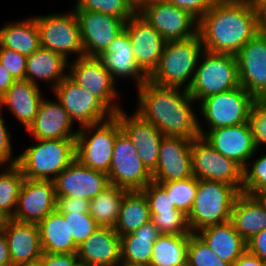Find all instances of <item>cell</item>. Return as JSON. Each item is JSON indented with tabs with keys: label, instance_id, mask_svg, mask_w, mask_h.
<instances>
[{
	"label": "cell",
	"instance_id": "6da1fadb",
	"mask_svg": "<svg viewBox=\"0 0 266 266\" xmlns=\"http://www.w3.org/2000/svg\"><path fill=\"white\" fill-rule=\"evenodd\" d=\"M159 86L147 80L137 88L138 113L164 136L194 139L201 136L199 120L187 89ZM195 112V114H194Z\"/></svg>",
	"mask_w": 266,
	"mask_h": 266
},
{
	"label": "cell",
	"instance_id": "7a4b0ae2",
	"mask_svg": "<svg viewBox=\"0 0 266 266\" xmlns=\"http://www.w3.org/2000/svg\"><path fill=\"white\" fill-rule=\"evenodd\" d=\"M257 14L251 1L218 0L199 20L204 50L236 55L256 34Z\"/></svg>",
	"mask_w": 266,
	"mask_h": 266
},
{
	"label": "cell",
	"instance_id": "3957f363",
	"mask_svg": "<svg viewBox=\"0 0 266 266\" xmlns=\"http://www.w3.org/2000/svg\"><path fill=\"white\" fill-rule=\"evenodd\" d=\"M203 51L199 35L166 42L158 66L148 80L159 86L188 90Z\"/></svg>",
	"mask_w": 266,
	"mask_h": 266
},
{
	"label": "cell",
	"instance_id": "277c9868",
	"mask_svg": "<svg viewBox=\"0 0 266 266\" xmlns=\"http://www.w3.org/2000/svg\"><path fill=\"white\" fill-rule=\"evenodd\" d=\"M18 155V166L26 179L51 180L66 169L75 159V139H34Z\"/></svg>",
	"mask_w": 266,
	"mask_h": 266
},
{
	"label": "cell",
	"instance_id": "5b68a950",
	"mask_svg": "<svg viewBox=\"0 0 266 266\" xmlns=\"http://www.w3.org/2000/svg\"><path fill=\"white\" fill-rule=\"evenodd\" d=\"M239 194L233 185L198 180L196 196L187 215L190 231L197 233L206 227L230 221L232 207Z\"/></svg>",
	"mask_w": 266,
	"mask_h": 266
},
{
	"label": "cell",
	"instance_id": "8992f818",
	"mask_svg": "<svg viewBox=\"0 0 266 266\" xmlns=\"http://www.w3.org/2000/svg\"><path fill=\"white\" fill-rule=\"evenodd\" d=\"M200 61V62H199ZM192 83L188 89L198 102L240 86L237 59L232 54L212 53L204 50L199 58Z\"/></svg>",
	"mask_w": 266,
	"mask_h": 266
},
{
	"label": "cell",
	"instance_id": "52a82bcc",
	"mask_svg": "<svg viewBox=\"0 0 266 266\" xmlns=\"http://www.w3.org/2000/svg\"><path fill=\"white\" fill-rule=\"evenodd\" d=\"M121 131L119 121L114 116L99 124L78 128L76 159L95 171L108 174L114 142Z\"/></svg>",
	"mask_w": 266,
	"mask_h": 266
},
{
	"label": "cell",
	"instance_id": "ba28073f",
	"mask_svg": "<svg viewBox=\"0 0 266 266\" xmlns=\"http://www.w3.org/2000/svg\"><path fill=\"white\" fill-rule=\"evenodd\" d=\"M39 31L40 46L61 55L67 61L70 54L83 56L80 25L74 11L33 16Z\"/></svg>",
	"mask_w": 266,
	"mask_h": 266
},
{
	"label": "cell",
	"instance_id": "9c48e42d",
	"mask_svg": "<svg viewBox=\"0 0 266 266\" xmlns=\"http://www.w3.org/2000/svg\"><path fill=\"white\" fill-rule=\"evenodd\" d=\"M255 98L242 86L210 95L199 103L207 130L235 126L248 122Z\"/></svg>",
	"mask_w": 266,
	"mask_h": 266
},
{
	"label": "cell",
	"instance_id": "30bf717a",
	"mask_svg": "<svg viewBox=\"0 0 266 266\" xmlns=\"http://www.w3.org/2000/svg\"><path fill=\"white\" fill-rule=\"evenodd\" d=\"M192 171L198 180H211L233 185L240 193L243 168L214 149L202 136L191 141Z\"/></svg>",
	"mask_w": 266,
	"mask_h": 266
},
{
	"label": "cell",
	"instance_id": "8fae6325",
	"mask_svg": "<svg viewBox=\"0 0 266 266\" xmlns=\"http://www.w3.org/2000/svg\"><path fill=\"white\" fill-rule=\"evenodd\" d=\"M107 176L111 185L128 191L142 190L152 182V173L143 164L137 149L123 131L116 136Z\"/></svg>",
	"mask_w": 266,
	"mask_h": 266
},
{
	"label": "cell",
	"instance_id": "7c38bea8",
	"mask_svg": "<svg viewBox=\"0 0 266 266\" xmlns=\"http://www.w3.org/2000/svg\"><path fill=\"white\" fill-rule=\"evenodd\" d=\"M68 63L69 74L76 84L96 97L113 115L122 109L116 102V81L98 57L81 56ZM118 104V105H117Z\"/></svg>",
	"mask_w": 266,
	"mask_h": 266
},
{
	"label": "cell",
	"instance_id": "4fadbf2b",
	"mask_svg": "<svg viewBox=\"0 0 266 266\" xmlns=\"http://www.w3.org/2000/svg\"><path fill=\"white\" fill-rule=\"evenodd\" d=\"M168 41L198 35V20L184 9L164 0H149L137 11Z\"/></svg>",
	"mask_w": 266,
	"mask_h": 266
},
{
	"label": "cell",
	"instance_id": "5bb4252c",
	"mask_svg": "<svg viewBox=\"0 0 266 266\" xmlns=\"http://www.w3.org/2000/svg\"><path fill=\"white\" fill-rule=\"evenodd\" d=\"M72 122L80 128L109 120L113 114L92 94L68 75L52 90Z\"/></svg>",
	"mask_w": 266,
	"mask_h": 266
},
{
	"label": "cell",
	"instance_id": "9a60e30c",
	"mask_svg": "<svg viewBox=\"0 0 266 266\" xmlns=\"http://www.w3.org/2000/svg\"><path fill=\"white\" fill-rule=\"evenodd\" d=\"M74 11L80 25L83 56H100L124 31L126 22L118 17L89 10Z\"/></svg>",
	"mask_w": 266,
	"mask_h": 266
},
{
	"label": "cell",
	"instance_id": "2e32d148",
	"mask_svg": "<svg viewBox=\"0 0 266 266\" xmlns=\"http://www.w3.org/2000/svg\"><path fill=\"white\" fill-rule=\"evenodd\" d=\"M124 30L130 37L136 63L149 77L157 68L167 41L138 12L126 21Z\"/></svg>",
	"mask_w": 266,
	"mask_h": 266
},
{
	"label": "cell",
	"instance_id": "e0dca14e",
	"mask_svg": "<svg viewBox=\"0 0 266 266\" xmlns=\"http://www.w3.org/2000/svg\"><path fill=\"white\" fill-rule=\"evenodd\" d=\"M56 197H73L91 200L109 187L106 173L95 171L77 159L54 180Z\"/></svg>",
	"mask_w": 266,
	"mask_h": 266
},
{
	"label": "cell",
	"instance_id": "ac0fdd59",
	"mask_svg": "<svg viewBox=\"0 0 266 266\" xmlns=\"http://www.w3.org/2000/svg\"><path fill=\"white\" fill-rule=\"evenodd\" d=\"M191 141L183 137L163 136L152 182L161 184L193 176Z\"/></svg>",
	"mask_w": 266,
	"mask_h": 266
},
{
	"label": "cell",
	"instance_id": "d6986e66",
	"mask_svg": "<svg viewBox=\"0 0 266 266\" xmlns=\"http://www.w3.org/2000/svg\"><path fill=\"white\" fill-rule=\"evenodd\" d=\"M56 203L54 181L25 178L12 219L38 224L48 214L56 210Z\"/></svg>",
	"mask_w": 266,
	"mask_h": 266
},
{
	"label": "cell",
	"instance_id": "ffe728a7",
	"mask_svg": "<svg viewBox=\"0 0 266 266\" xmlns=\"http://www.w3.org/2000/svg\"><path fill=\"white\" fill-rule=\"evenodd\" d=\"M199 122L201 136L223 156L234 160L243 169L256 153L253 135L248 122L204 131Z\"/></svg>",
	"mask_w": 266,
	"mask_h": 266
},
{
	"label": "cell",
	"instance_id": "44dd1931",
	"mask_svg": "<svg viewBox=\"0 0 266 266\" xmlns=\"http://www.w3.org/2000/svg\"><path fill=\"white\" fill-rule=\"evenodd\" d=\"M113 116L119 121L121 130L137 149L143 164L152 173L159 158L160 144L164 136L162 132L136 112L129 117L121 109Z\"/></svg>",
	"mask_w": 266,
	"mask_h": 266
},
{
	"label": "cell",
	"instance_id": "7402d4cb",
	"mask_svg": "<svg viewBox=\"0 0 266 266\" xmlns=\"http://www.w3.org/2000/svg\"><path fill=\"white\" fill-rule=\"evenodd\" d=\"M235 56L240 86L256 99L266 90V35L257 33Z\"/></svg>",
	"mask_w": 266,
	"mask_h": 266
},
{
	"label": "cell",
	"instance_id": "603a6c76",
	"mask_svg": "<svg viewBox=\"0 0 266 266\" xmlns=\"http://www.w3.org/2000/svg\"><path fill=\"white\" fill-rule=\"evenodd\" d=\"M12 266L39 261L43 255L39 227L8 218L4 225Z\"/></svg>",
	"mask_w": 266,
	"mask_h": 266
},
{
	"label": "cell",
	"instance_id": "cb8c5ba5",
	"mask_svg": "<svg viewBox=\"0 0 266 266\" xmlns=\"http://www.w3.org/2000/svg\"><path fill=\"white\" fill-rule=\"evenodd\" d=\"M80 262L95 266H121V240L114 228L99 227L78 245Z\"/></svg>",
	"mask_w": 266,
	"mask_h": 266
},
{
	"label": "cell",
	"instance_id": "d4e9b609",
	"mask_svg": "<svg viewBox=\"0 0 266 266\" xmlns=\"http://www.w3.org/2000/svg\"><path fill=\"white\" fill-rule=\"evenodd\" d=\"M73 125L59 101L54 102L44 98L27 132L35 137L34 139H75L78 129L72 130Z\"/></svg>",
	"mask_w": 266,
	"mask_h": 266
},
{
	"label": "cell",
	"instance_id": "484cf974",
	"mask_svg": "<svg viewBox=\"0 0 266 266\" xmlns=\"http://www.w3.org/2000/svg\"><path fill=\"white\" fill-rule=\"evenodd\" d=\"M98 58L110 72L114 81L116 78L131 77L137 81L136 87L138 88L148 80V76L136 63L130 37L125 30L114 39Z\"/></svg>",
	"mask_w": 266,
	"mask_h": 266
},
{
	"label": "cell",
	"instance_id": "4316f807",
	"mask_svg": "<svg viewBox=\"0 0 266 266\" xmlns=\"http://www.w3.org/2000/svg\"><path fill=\"white\" fill-rule=\"evenodd\" d=\"M39 85L30 81L15 80L6 93L0 98V111L4 107L25 126L27 130L34 122L43 101Z\"/></svg>",
	"mask_w": 266,
	"mask_h": 266
},
{
	"label": "cell",
	"instance_id": "83f0119b",
	"mask_svg": "<svg viewBox=\"0 0 266 266\" xmlns=\"http://www.w3.org/2000/svg\"><path fill=\"white\" fill-rule=\"evenodd\" d=\"M230 221L247 242L253 235L266 229V203L260 197L241 192L233 204Z\"/></svg>",
	"mask_w": 266,
	"mask_h": 266
},
{
	"label": "cell",
	"instance_id": "f1b7e54d",
	"mask_svg": "<svg viewBox=\"0 0 266 266\" xmlns=\"http://www.w3.org/2000/svg\"><path fill=\"white\" fill-rule=\"evenodd\" d=\"M160 235L150 220L132 233L120 236L121 266H149L154 243Z\"/></svg>",
	"mask_w": 266,
	"mask_h": 266
},
{
	"label": "cell",
	"instance_id": "f546056e",
	"mask_svg": "<svg viewBox=\"0 0 266 266\" xmlns=\"http://www.w3.org/2000/svg\"><path fill=\"white\" fill-rule=\"evenodd\" d=\"M197 234L220 259L230 265L247 250L246 241L237 233L231 221L206 227Z\"/></svg>",
	"mask_w": 266,
	"mask_h": 266
},
{
	"label": "cell",
	"instance_id": "4dcf8cb0",
	"mask_svg": "<svg viewBox=\"0 0 266 266\" xmlns=\"http://www.w3.org/2000/svg\"><path fill=\"white\" fill-rule=\"evenodd\" d=\"M68 63L56 52L40 47L27 57L26 80L36 85L38 79L42 80L52 85L53 90L67 76L64 71Z\"/></svg>",
	"mask_w": 266,
	"mask_h": 266
},
{
	"label": "cell",
	"instance_id": "1f68e13d",
	"mask_svg": "<svg viewBox=\"0 0 266 266\" xmlns=\"http://www.w3.org/2000/svg\"><path fill=\"white\" fill-rule=\"evenodd\" d=\"M37 225L43 253H77L78 246L69 234L68 219L57 209Z\"/></svg>",
	"mask_w": 266,
	"mask_h": 266
},
{
	"label": "cell",
	"instance_id": "d6a6232c",
	"mask_svg": "<svg viewBox=\"0 0 266 266\" xmlns=\"http://www.w3.org/2000/svg\"><path fill=\"white\" fill-rule=\"evenodd\" d=\"M39 31L34 17H27L0 28V48H8L28 57L40 48Z\"/></svg>",
	"mask_w": 266,
	"mask_h": 266
},
{
	"label": "cell",
	"instance_id": "836d02e7",
	"mask_svg": "<svg viewBox=\"0 0 266 266\" xmlns=\"http://www.w3.org/2000/svg\"><path fill=\"white\" fill-rule=\"evenodd\" d=\"M151 220L148 200L142 190L127 191L119 211L114 230L119 236L139 229Z\"/></svg>",
	"mask_w": 266,
	"mask_h": 266
},
{
	"label": "cell",
	"instance_id": "e575fe53",
	"mask_svg": "<svg viewBox=\"0 0 266 266\" xmlns=\"http://www.w3.org/2000/svg\"><path fill=\"white\" fill-rule=\"evenodd\" d=\"M190 235L161 234L152 249L149 266H182L187 263Z\"/></svg>",
	"mask_w": 266,
	"mask_h": 266
},
{
	"label": "cell",
	"instance_id": "d590c367",
	"mask_svg": "<svg viewBox=\"0 0 266 266\" xmlns=\"http://www.w3.org/2000/svg\"><path fill=\"white\" fill-rule=\"evenodd\" d=\"M128 190L110 185L90 200L89 214L100 227L114 228L120 211V205Z\"/></svg>",
	"mask_w": 266,
	"mask_h": 266
},
{
	"label": "cell",
	"instance_id": "8d00e7d4",
	"mask_svg": "<svg viewBox=\"0 0 266 266\" xmlns=\"http://www.w3.org/2000/svg\"><path fill=\"white\" fill-rule=\"evenodd\" d=\"M3 168L0 173V211L12 218L25 177L18 165Z\"/></svg>",
	"mask_w": 266,
	"mask_h": 266
},
{
	"label": "cell",
	"instance_id": "74e56055",
	"mask_svg": "<svg viewBox=\"0 0 266 266\" xmlns=\"http://www.w3.org/2000/svg\"><path fill=\"white\" fill-rule=\"evenodd\" d=\"M160 185L171 196L176 208L188 215L196 196L198 179L192 176L188 179L165 182Z\"/></svg>",
	"mask_w": 266,
	"mask_h": 266
},
{
	"label": "cell",
	"instance_id": "f35d334b",
	"mask_svg": "<svg viewBox=\"0 0 266 266\" xmlns=\"http://www.w3.org/2000/svg\"><path fill=\"white\" fill-rule=\"evenodd\" d=\"M74 10H89L118 17L127 21L137 11L127 0H76Z\"/></svg>",
	"mask_w": 266,
	"mask_h": 266
},
{
	"label": "cell",
	"instance_id": "ab89813d",
	"mask_svg": "<svg viewBox=\"0 0 266 266\" xmlns=\"http://www.w3.org/2000/svg\"><path fill=\"white\" fill-rule=\"evenodd\" d=\"M242 193L254 197L266 193V154L248 162L243 169Z\"/></svg>",
	"mask_w": 266,
	"mask_h": 266
},
{
	"label": "cell",
	"instance_id": "60d3db41",
	"mask_svg": "<svg viewBox=\"0 0 266 266\" xmlns=\"http://www.w3.org/2000/svg\"><path fill=\"white\" fill-rule=\"evenodd\" d=\"M187 263L189 266H231L220 259L197 233L190 234Z\"/></svg>",
	"mask_w": 266,
	"mask_h": 266
},
{
	"label": "cell",
	"instance_id": "b9f144b4",
	"mask_svg": "<svg viewBox=\"0 0 266 266\" xmlns=\"http://www.w3.org/2000/svg\"><path fill=\"white\" fill-rule=\"evenodd\" d=\"M151 220L161 234L190 235L187 215L183 211L150 212Z\"/></svg>",
	"mask_w": 266,
	"mask_h": 266
},
{
	"label": "cell",
	"instance_id": "7bdbcfd3",
	"mask_svg": "<svg viewBox=\"0 0 266 266\" xmlns=\"http://www.w3.org/2000/svg\"><path fill=\"white\" fill-rule=\"evenodd\" d=\"M63 215L64 219H68L69 234L77 246L100 227L89 213L72 212Z\"/></svg>",
	"mask_w": 266,
	"mask_h": 266
},
{
	"label": "cell",
	"instance_id": "ee69618b",
	"mask_svg": "<svg viewBox=\"0 0 266 266\" xmlns=\"http://www.w3.org/2000/svg\"><path fill=\"white\" fill-rule=\"evenodd\" d=\"M248 123L253 135L256 151L266 145V107L257 99L254 100L249 113Z\"/></svg>",
	"mask_w": 266,
	"mask_h": 266
},
{
	"label": "cell",
	"instance_id": "f6af8a7d",
	"mask_svg": "<svg viewBox=\"0 0 266 266\" xmlns=\"http://www.w3.org/2000/svg\"><path fill=\"white\" fill-rule=\"evenodd\" d=\"M142 191L148 200L150 212L181 211L176 208L171 196L160 184L151 182Z\"/></svg>",
	"mask_w": 266,
	"mask_h": 266
},
{
	"label": "cell",
	"instance_id": "bcb514c9",
	"mask_svg": "<svg viewBox=\"0 0 266 266\" xmlns=\"http://www.w3.org/2000/svg\"><path fill=\"white\" fill-rule=\"evenodd\" d=\"M0 63L15 80L26 79L27 57L15 50L0 48Z\"/></svg>",
	"mask_w": 266,
	"mask_h": 266
},
{
	"label": "cell",
	"instance_id": "7dc6e473",
	"mask_svg": "<svg viewBox=\"0 0 266 266\" xmlns=\"http://www.w3.org/2000/svg\"><path fill=\"white\" fill-rule=\"evenodd\" d=\"M5 125V120L0 111V167H4L6 164L8 165L5 167L18 165V155L12 157L11 133H9Z\"/></svg>",
	"mask_w": 266,
	"mask_h": 266
},
{
	"label": "cell",
	"instance_id": "c3c4849f",
	"mask_svg": "<svg viewBox=\"0 0 266 266\" xmlns=\"http://www.w3.org/2000/svg\"><path fill=\"white\" fill-rule=\"evenodd\" d=\"M184 9L199 20L218 0H164Z\"/></svg>",
	"mask_w": 266,
	"mask_h": 266
},
{
	"label": "cell",
	"instance_id": "681fc988",
	"mask_svg": "<svg viewBox=\"0 0 266 266\" xmlns=\"http://www.w3.org/2000/svg\"><path fill=\"white\" fill-rule=\"evenodd\" d=\"M90 200L73 197H57L56 209L61 214L72 212L89 213Z\"/></svg>",
	"mask_w": 266,
	"mask_h": 266
},
{
	"label": "cell",
	"instance_id": "f907efd6",
	"mask_svg": "<svg viewBox=\"0 0 266 266\" xmlns=\"http://www.w3.org/2000/svg\"><path fill=\"white\" fill-rule=\"evenodd\" d=\"M40 261L43 266H78L80 263L77 253H43Z\"/></svg>",
	"mask_w": 266,
	"mask_h": 266
},
{
	"label": "cell",
	"instance_id": "816d5d0a",
	"mask_svg": "<svg viewBox=\"0 0 266 266\" xmlns=\"http://www.w3.org/2000/svg\"><path fill=\"white\" fill-rule=\"evenodd\" d=\"M246 244L249 253L266 262V229L253 235Z\"/></svg>",
	"mask_w": 266,
	"mask_h": 266
},
{
	"label": "cell",
	"instance_id": "f5cc1de1",
	"mask_svg": "<svg viewBox=\"0 0 266 266\" xmlns=\"http://www.w3.org/2000/svg\"><path fill=\"white\" fill-rule=\"evenodd\" d=\"M265 263L246 250L231 266H263Z\"/></svg>",
	"mask_w": 266,
	"mask_h": 266
},
{
	"label": "cell",
	"instance_id": "db71d44e",
	"mask_svg": "<svg viewBox=\"0 0 266 266\" xmlns=\"http://www.w3.org/2000/svg\"><path fill=\"white\" fill-rule=\"evenodd\" d=\"M257 14V31L266 35V3H254Z\"/></svg>",
	"mask_w": 266,
	"mask_h": 266
},
{
	"label": "cell",
	"instance_id": "11a10c76",
	"mask_svg": "<svg viewBox=\"0 0 266 266\" xmlns=\"http://www.w3.org/2000/svg\"><path fill=\"white\" fill-rule=\"evenodd\" d=\"M0 266H12L4 230H0Z\"/></svg>",
	"mask_w": 266,
	"mask_h": 266
},
{
	"label": "cell",
	"instance_id": "9f6ffc18",
	"mask_svg": "<svg viewBox=\"0 0 266 266\" xmlns=\"http://www.w3.org/2000/svg\"><path fill=\"white\" fill-rule=\"evenodd\" d=\"M15 79L8 70L0 63V98L11 87Z\"/></svg>",
	"mask_w": 266,
	"mask_h": 266
},
{
	"label": "cell",
	"instance_id": "6f0895ef",
	"mask_svg": "<svg viewBox=\"0 0 266 266\" xmlns=\"http://www.w3.org/2000/svg\"><path fill=\"white\" fill-rule=\"evenodd\" d=\"M129 4L138 11L144 4H146L149 0H127Z\"/></svg>",
	"mask_w": 266,
	"mask_h": 266
},
{
	"label": "cell",
	"instance_id": "680465c9",
	"mask_svg": "<svg viewBox=\"0 0 266 266\" xmlns=\"http://www.w3.org/2000/svg\"><path fill=\"white\" fill-rule=\"evenodd\" d=\"M8 217L0 211V230L4 229V225L6 224Z\"/></svg>",
	"mask_w": 266,
	"mask_h": 266
},
{
	"label": "cell",
	"instance_id": "91938a15",
	"mask_svg": "<svg viewBox=\"0 0 266 266\" xmlns=\"http://www.w3.org/2000/svg\"><path fill=\"white\" fill-rule=\"evenodd\" d=\"M264 107H266V90L256 98Z\"/></svg>",
	"mask_w": 266,
	"mask_h": 266
},
{
	"label": "cell",
	"instance_id": "94428289",
	"mask_svg": "<svg viewBox=\"0 0 266 266\" xmlns=\"http://www.w3.org/2000/svg\"><path fill=\"white\" fill-rule=\"evenodd\" d=\"M20 266H43V265H42V262L39 260V261L32 262V263L22 264Z\"/></svg>",
	"mask_w": 266,
	"mask_h": 266
},
{
	"label": "cell",
	"instance_id": "6125c7cd",
	"mask_svg": "<svg viewBox=\"0 0 266 266\" xmlns=\"http://www.w3.org/2000/svg\"><path fill=\"white\" fill-rule=\"evenodd\" d=\"M78 266H95V265L85 264V263L80 262V263L78 264Z\"/></svg>",
	"mask_w": 266,
	"mask_h": 266
},
{
	"label": "cell",
	"instance_id": "be15d7a7",
	"mask_svg": "<svg viewBox=\"0 0 266 266\" xmlns=\"http://www.w3.org/2000/svg\"><path fill=\"white\" fill-rule=\"evenodd\" d=\"M253 3H266V0H255Z\"/></svg>",
	"mask_w": 266,
	"mask_h": 266
},
{
	"label": "cell",
	"instance_id": "e7e4bbea",
	"mask_svg": "<svg viewBox=\"0 0 266 266\" xmlns=\"http://www.w3.org/2000/svg\"><path fill=\"white\" fill-rule=\"evenodd\" d=\"M260 198L266 203V193H264Z\"/></svg>",
	"mask_w": 266,
	"mask_h": 266
},
{
	"label": "cell",
	"instance_id": "03108f58",
	"mask_svg": "<svg viewBox=\"0 0 266 266\" xmlns=\"http://www.w3.org/2000/svg\"><path fill=\"white\" fill-rule=\"evenodd\" d=\"M238 1H251V2H254L255 0H238Z\"/></svg>",
	"mask_w": 266,
	"mask_h": 266
}]
</instances>
